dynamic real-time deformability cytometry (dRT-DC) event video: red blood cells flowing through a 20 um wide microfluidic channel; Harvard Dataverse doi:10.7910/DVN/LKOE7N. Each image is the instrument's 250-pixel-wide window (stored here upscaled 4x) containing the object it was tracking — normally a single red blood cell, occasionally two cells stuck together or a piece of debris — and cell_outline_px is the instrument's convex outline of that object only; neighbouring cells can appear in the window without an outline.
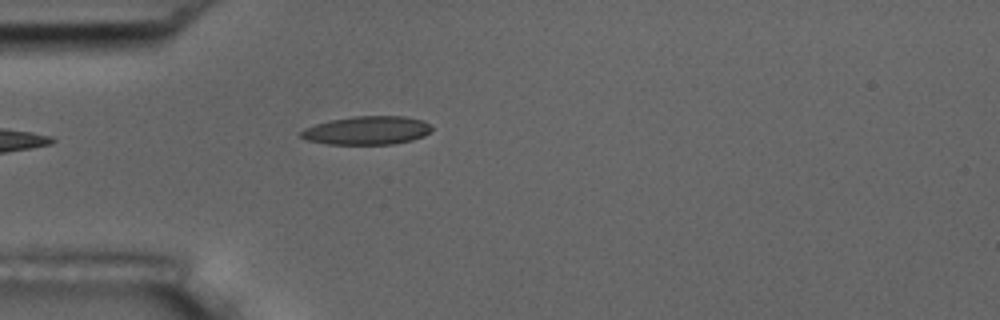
{"species": "common noctule bat (a hibernating species)", "species_latin": "Nyctalus noctula", "temperature_condition": "room temperature", "stored_images_in_passage": 2, "camera_frame_rate_fps": 3000, "um_per_image_px": 0.085, "animal": {"sex": "male", "body_mass_g": 17.5, "forearm_length_mm": 52.3}, "frame": {"image": 1, "passage_image": 2, "time_ms": 1.333, "image_size_px": [1000, 320], "cell_outline_px": [[432, 128], [424, 136], [412, 140], [392, 144], [328, 144], [308, 140], [300, 136], [300, 132], [304, 128], [328, 120], [352, 116], [404, 116], [424, 120]], "centroid_in_image_um": [31.18, 11.08], "position_along_channel_um": 53.8, "area_um2": 21.68}}